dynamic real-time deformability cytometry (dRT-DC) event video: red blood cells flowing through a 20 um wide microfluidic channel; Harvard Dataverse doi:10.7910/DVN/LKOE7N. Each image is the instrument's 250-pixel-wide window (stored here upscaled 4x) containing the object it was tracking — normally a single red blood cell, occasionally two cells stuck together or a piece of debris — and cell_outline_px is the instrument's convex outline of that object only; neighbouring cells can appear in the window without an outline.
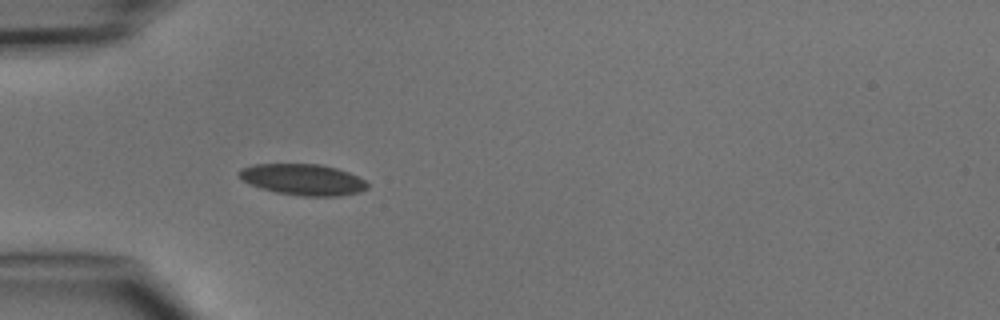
{"species": "common noctule bat (a hibernating species)", "species_latin": "Nyctalus noctula", "temperature_condition": "cold", "stored_images_in_passage": 3, "camera_frame_rate_fps": 3000, "um_per_image_px": 0.085, "animal": {"sex": "male", "body_mass_g": 15.6}, "frame": {"image": 1, "passage_image": 3, "time_ms": 2.333, "image_size_px": [1000, 320], "cell_outline_px": [[368, 188], [360, 192], [340, 196], [300, 196], [276, 192], [260, 188], [244, 180], [236, 172], [240, 168], [256, 164], [320, 164], [336, 168], [348, 172], [364, 180], [368, 184]], "centroid_in_image_um": [25.76, 15.26], "position_along_channel_um": 59.2, "area_um2": 23.24}}